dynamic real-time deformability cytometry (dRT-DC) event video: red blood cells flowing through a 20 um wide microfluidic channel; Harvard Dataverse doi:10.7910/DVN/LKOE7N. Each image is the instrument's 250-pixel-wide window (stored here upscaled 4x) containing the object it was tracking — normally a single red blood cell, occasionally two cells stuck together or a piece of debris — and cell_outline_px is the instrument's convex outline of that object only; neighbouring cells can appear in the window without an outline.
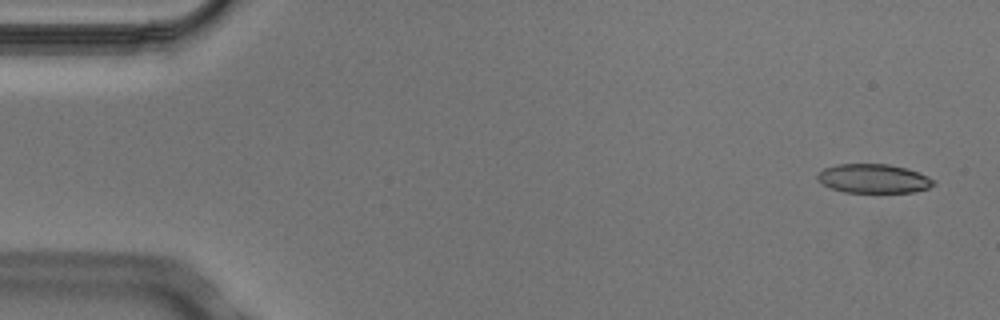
{"species": "Egyptian fruit bat (a non-hibernating species)", "species_latin": "Rousettus aegyptiacus", "temperature_condition": "cold", "stored_images_in_passage": 4, "camera_frame_rate_fps": 3000, "um_per_image_px": 0.085, "animal": {"sex": "male"}, "frame": {"image": 1, "passage_image": 1, "time_ms": 0.0, "image_size_px": [1000, 320], "cell_outline_px": [[936, 184], [928, 188], [916, 192], [844, 192], [832, 188], [816, 180], [816, 176], [824, 168], [836, 164], [888, 164], [904, 168], [928, 176], [936, 180]], "centroid_in_image_um": [74.26, 15.18], "position_along_channel_um": 10.7, "area_um2": 19.59}}
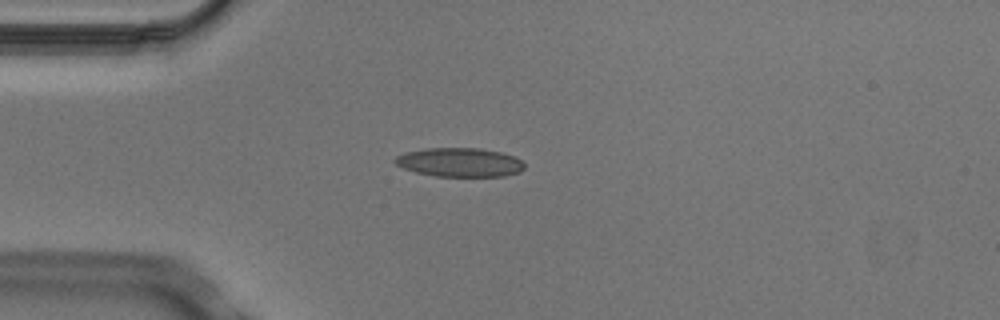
{"frame": {"image": 2, "passage_image": 4, "time_ms": 1.0, "image_size_px": [1000, 320], "cell_outline_px": [[524, 168], [520, 172], [504, 176], [436, 176], [416, 172], [404, 168], [396, 164], [392, 160], [396, 156], [404, 152], [424, 148], [480, 148], [500, 152], [516, 156], [524, 164]], "centroid_in_image_um": [39.06, 13.79], "position_along_channel_um": 45.9, "area_um2": 21.91}}